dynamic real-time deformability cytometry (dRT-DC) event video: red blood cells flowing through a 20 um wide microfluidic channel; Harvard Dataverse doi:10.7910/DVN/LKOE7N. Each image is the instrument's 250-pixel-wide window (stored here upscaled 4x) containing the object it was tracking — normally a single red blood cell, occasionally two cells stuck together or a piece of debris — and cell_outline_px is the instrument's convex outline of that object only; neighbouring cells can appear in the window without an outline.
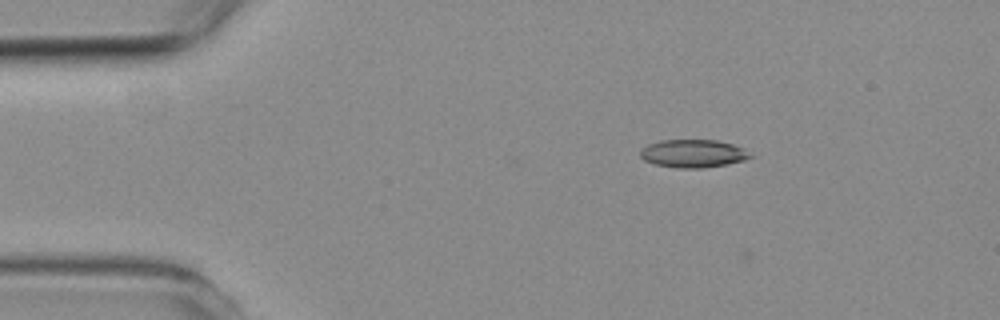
{"species": "common noctule bat (a hibernating species)", "species_latin": "Nyctalus noctula", "temperature_condition": "room temperature", "stored_images_in_passage": 6, "camera_frame_rate_fps": 3000, "um_per_image_px": 0.085, "animal": {"sex": "female", "body_mass_g": 19.3, "forearm_length_mm": 54.1}, "frame": {"image": 1, "passage_image": 2, "time_ms": 1.0, "image_size_px": [1000, 320], "cell_outline_px": [[756, 156], [744, 160], [728, 164], [700, 168], [676, 168], [656, 164], [644, 160], [640, 156], [640, 148], [648, 144], [660, 140], [716, 140], [732, 144], [744, 148]], "centroid_in_image_um": [58.93, 13.04], "position_along_channel_um": 26.1, "area_um2": 18.09}}
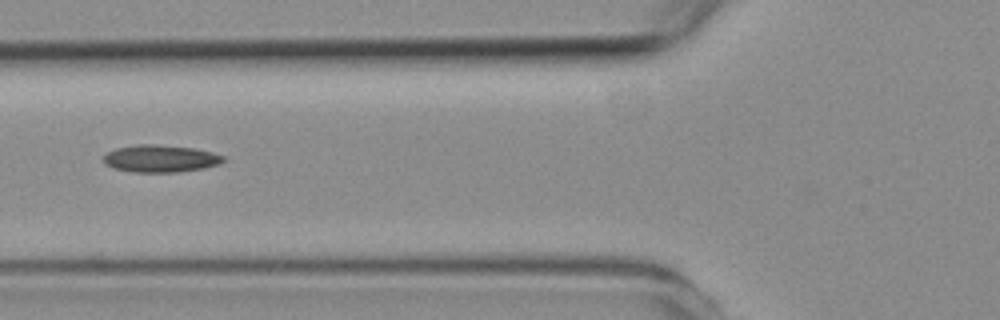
{"frame": {"image": 2, "passage_image": 5, "time_ms": 4.667, "image_size_px": [1000, 320], "cell_outline_px": [[228, 160], [220, 164], [204, 168], [180, 172], [132, 172], [112, 168], [104, 164], [100, 160], [108, 152], [116, 148], [136, 144], [152, 144], [196, 148], [212, 152], [224, 156]], "centroid_in_image_um": [13.64, 13.48], "position_along_channel_um": 112.2, "area_um2": 19.42}}
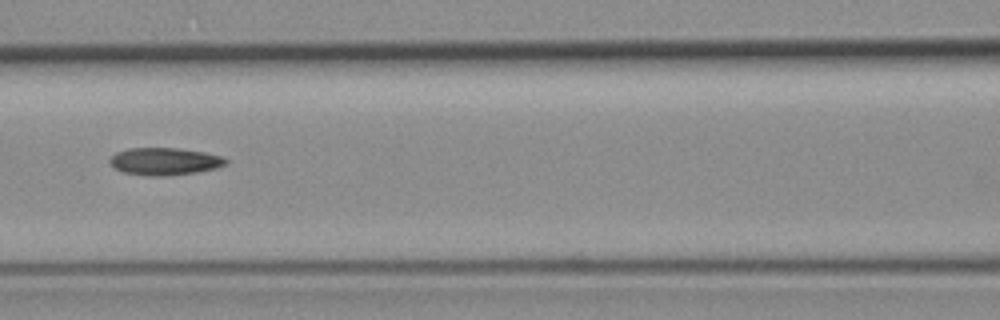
{"frame": {"image": 3, "passage_image": 6, "time_ms": 5.667, "image_size_px": [1000, 320], "cell_outline_px": [[228, 164], [216, 168], [196, 172], [164, 176], [148, 176], [124, 172], [116, 168], [108, 160], [116, 152], [128, 148], [176, 148], [204, 152], [220, 156], [228, 160]], "centroid_in_image_um": [14.0, 13.71], "position_along_channel_um": 152.6, "area_um2": 18.38}}